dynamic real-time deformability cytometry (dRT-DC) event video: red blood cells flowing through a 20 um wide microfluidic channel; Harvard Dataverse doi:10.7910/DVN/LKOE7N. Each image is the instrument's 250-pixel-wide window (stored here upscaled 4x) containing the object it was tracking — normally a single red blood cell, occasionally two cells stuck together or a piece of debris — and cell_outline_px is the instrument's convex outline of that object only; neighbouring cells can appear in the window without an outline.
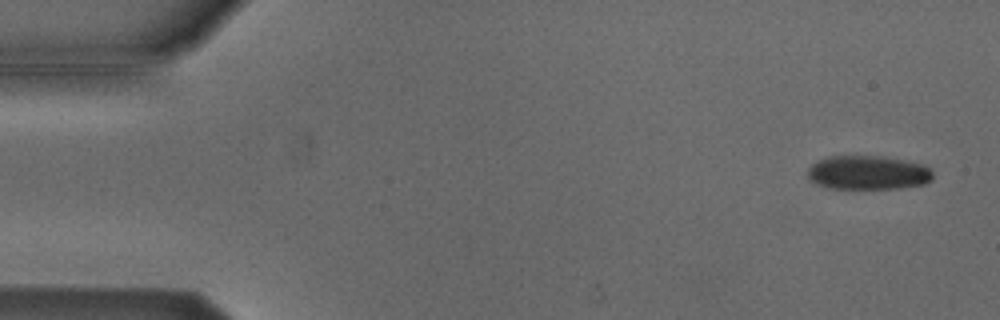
{"species": "Egyptian fruit bat (a non-hibernating species)", "species_latin": "Rousettus aegyptiacus", "temperature_condition": "cold", "stored_images_in_passage": 5, "camera_frame_rate_fps": 3000, "um_per_image_px": 0.085, "animal": {"sex": "male"}, "frame": {"image": 1, "passage_image": 1, "time_ms": 0.0, "image_size_px": [1000, 320], "cell_outline_px": [[932, 180], [924, 184], [904, 188], [828, 188], [816, 184], [808, 176], [808, 168], [816, 160], [828, 156], [884, 156], [924, 164], [932, 172]], "centroid_in_image_um": [73.78, 14.67], "position_along_channel_um": 11.2, "area_um2": 24.91}}